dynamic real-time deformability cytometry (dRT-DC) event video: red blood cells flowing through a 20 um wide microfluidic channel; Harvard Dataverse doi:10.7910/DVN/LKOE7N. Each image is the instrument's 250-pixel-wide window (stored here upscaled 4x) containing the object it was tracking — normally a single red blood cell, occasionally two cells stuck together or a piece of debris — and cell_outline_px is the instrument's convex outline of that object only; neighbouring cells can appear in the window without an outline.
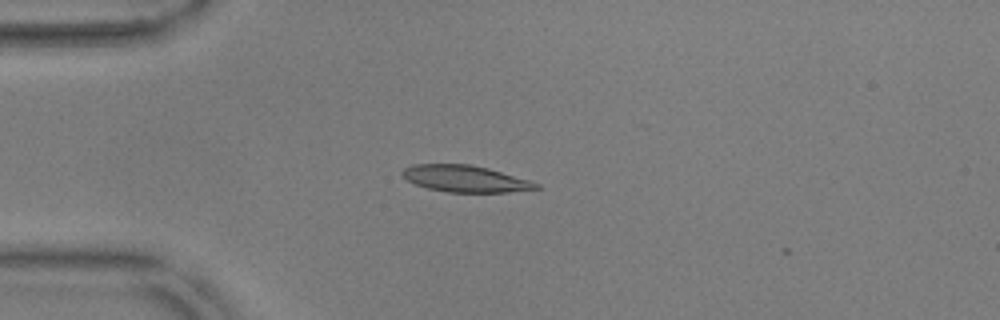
{"species": "common noctule bat (a hibernating species)", "species_latin": "Nyctalus noctula", "temperature_condition": "warm", "stored_images_in_passage": 44, "camera_frame_rate_fps": 3000, "um_per_image_px": 0.085, "animal": {"sex": "male", "body_mass_g": 17.9, "forearm_length_mm": 54.2}, "frame": {"image": 1, "passage_image": 3, "time_ms": 0.667, "image_size_px": [1000, 320], "cell_outline_px": [[540, 188], [508, 192], [448, 192], [428, 188], [416, 184], [408, 180], [400, 172], [404, 168], [412, 164], [472, 164], [488, 168], [528, 180], [540, 184]], "centroid_in_image_um": [39.53, 15.18], "position_along_channel_um": 45.5, "area_um2": 20.58}}
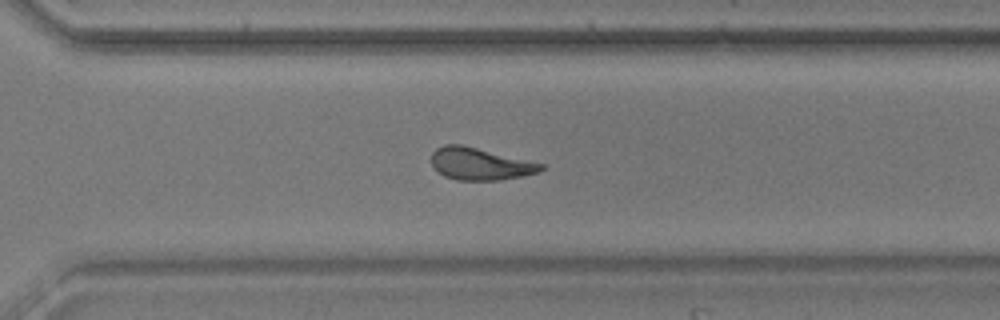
{"frame": {"image": 2, "passage_image": 28, "time_ms": 9.0, "image_size_px": [1000, 320], "cell_outline_px": [[544, 168], [540, 172], [500, 180], [456, 180], [444, 176], [432, 164], [432, 152], [436, 148], [444, 144], [460, 144], [544, 164]], "centroid_in_image_um": [40.79, 13.93], "position_along_channel_um": 329.8, "area_um2": 20.29}}
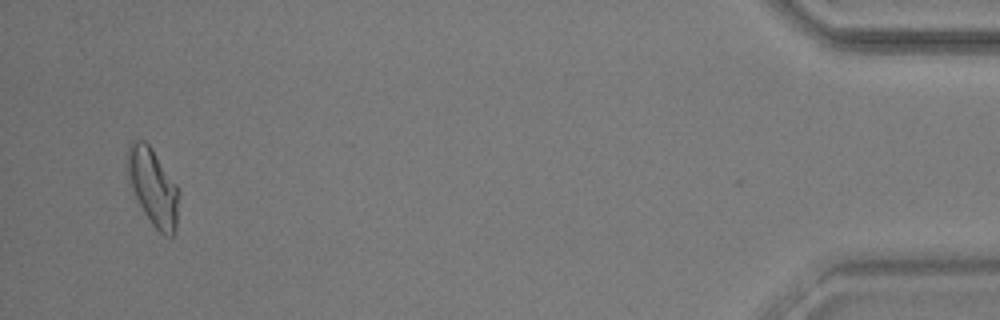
{"frame": {"image": 3, "passage_image": 42, "time_ms": 13.667, "image_size_px": [1000, 320], "cell_outline_px": [[180, 188], [176, 232], [172, 236], [164, 236], [152, 224], [144, 212], [128, 184], [128, 144], [132, 140], [144, 140], [152, 148]], "centroid_in_image_um": [13.04, 15.9], "position_along_channel_um": 422.2, "area_um2": 23.35}, "authors_computed_cell_mechanics": {"area_um2": 21.2704, "velocity_mm_per_s": 3.6366, "shape_relaxation_time_tau1_ms": 7.7115, "shape_relaxation_time_tau2_ms": 2.4568, "deformation_change_tau1": 0.1986, "deformation_change_tau2": 0.1059}}